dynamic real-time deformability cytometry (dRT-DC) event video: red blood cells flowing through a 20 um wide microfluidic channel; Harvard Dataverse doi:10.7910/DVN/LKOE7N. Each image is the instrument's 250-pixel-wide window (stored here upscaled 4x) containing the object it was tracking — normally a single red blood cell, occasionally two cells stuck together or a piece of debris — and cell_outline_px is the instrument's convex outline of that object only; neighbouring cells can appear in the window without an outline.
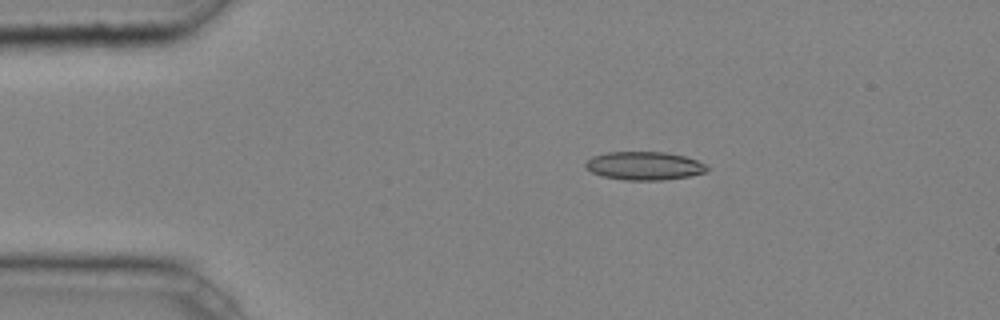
{"species": "common noctule bat (a hibernating species)", "species_latin": "Nyctalus noctula", "temperature_condition": "cold", "stored_images_in_passage": 4, "camera_frame_rate_fps": 3000, "um_per_image_px": 0.085, "animal": {"sex": "male", "body_mass_g": 20.4}, "frame": {"image": 1, "passage_image": 3, "time_ms": 0.667, "image_size_px": [1000, 320], "cell_outline_px": [[708, 168], [704, 172], [688, 176], [664, 180], [624, 180], [604, 176], [592, 172], [584, 164], [592, 156], [608, 152], [664, 152], [684, 156], [708, 164]], "centroid_in_image_um": [54.78, 14.09], "position_along_channel_um": 30.2, "area_um2": 19.88}}
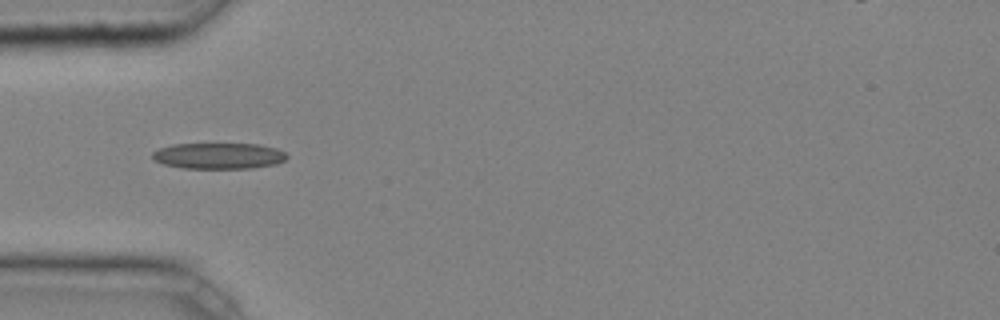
{"frame": {"image": 2, "passage_image": 4, "time_ms": 1.0, "image_size_px": [1000, 320], "cell_outline_px": [[288, 156], [284, 160], [276, 164], [252, 168], [184, 168], [164, 164], [156, 160], [152, 156], [152, 152], [160, 148], [172, 144], [260, 144], [276, 148], [284, 152]], "centroid_in_image_um": [18.61, 13.24], "position_along_channel_um": 66.4, "area_um2": 20.29}}